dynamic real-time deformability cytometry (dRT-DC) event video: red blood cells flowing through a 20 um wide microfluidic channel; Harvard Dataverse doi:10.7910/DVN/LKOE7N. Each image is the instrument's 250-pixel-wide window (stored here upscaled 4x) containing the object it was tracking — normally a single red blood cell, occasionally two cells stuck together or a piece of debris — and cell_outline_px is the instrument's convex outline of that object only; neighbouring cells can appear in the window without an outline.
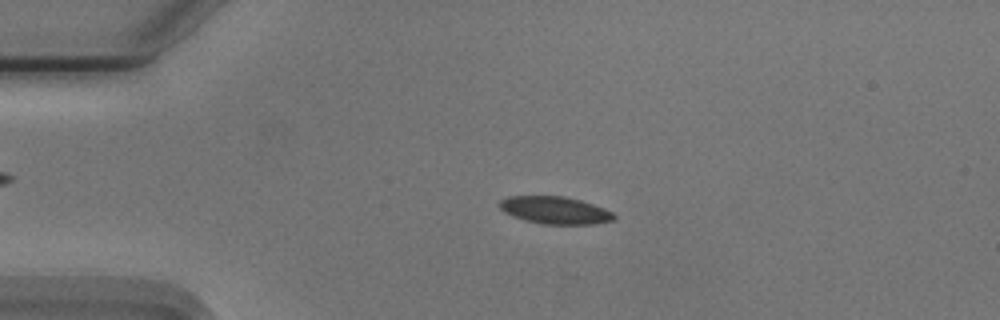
{"species": "Egyptian fruit bat (a non-hibernating species)", "species_latin": "Rousettus aegyptiacus", "temperature_condition": "cold", "stored_images_in_passage": 50, "camera_frame_rate_fps": 3000, "um_per_image_px": 0.085, "animal": {"sex": "male"}, "frame": {"image": 1, "passage_image": 8, "time_ms": 2.333, "image_size_px": [1000, 320], "cell_outline_px": [[616, 220], [596, 224], [540, 224], [512, 216], [504, 212], [496, 204], [500, 200], [508, 196], [564, 196], [580, 200], [604, 208], [612, 212], [616, 216]], "centroid_in_image_um": [47.17, 17.87], "position_along_channel_um": 37.8, "area_um2": 18.44}}
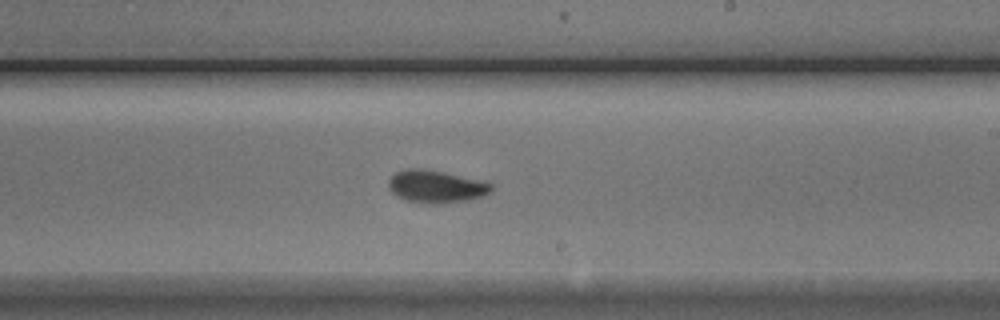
{"frame": {"image": 2, "passage_image": 28, "time_ms": 9.0, "image_size_px": [1000, 320], "cell_outline_px": [[492, 192], [484, 196], [468, 200], [444, 204], [428, 204], [408, 200], [396, 196], [388, 188], [388, 180], [396, 172], [408, 168], [420, 168], [444, 172], [480, 180], [492, 184]], "centroid_in_image_um": [37.07, 15.86], "position_along_channel_um": 251.9, "area_um2": 19.65}}
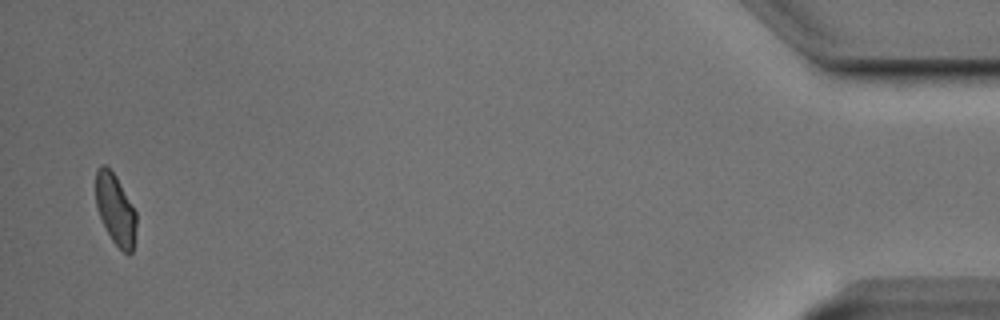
{"frame": {"image": 3, "passage_image": 49, "time_ms": 16.0, "image_size_px": [1000, 320], "cell_outline_px": [[136, 228], [132, 252], [128, 256], [112, 240], [96, 208], [96, 172], [104, 164], [116, 176], [136, 212]], "centroid_in_image_um": [9.82, 17.83], "position_along_channel_um": 425.4, "area_um2": 16.36}, "authors_computed_cell_mechanics": {"area_um2": 18.5827, "velocity_mm_per_s": 3.7348, "shape_relaxation_time_tau1_ms": 3.9281, "shape_relaxation_time_tau2_ms": 2.9631, "deformation_change_tau1": 0.1196, "deformation_change_tau2": 0.0686}}